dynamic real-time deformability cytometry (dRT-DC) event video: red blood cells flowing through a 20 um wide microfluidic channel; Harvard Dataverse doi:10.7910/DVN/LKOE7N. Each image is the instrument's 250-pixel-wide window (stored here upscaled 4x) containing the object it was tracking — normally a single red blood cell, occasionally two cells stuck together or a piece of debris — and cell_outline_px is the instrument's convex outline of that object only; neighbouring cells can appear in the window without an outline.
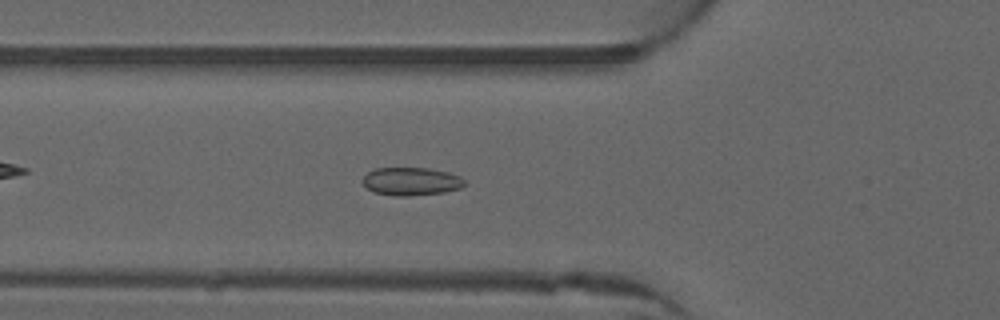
{"species": "common noctule bat (a hibernating species)", "species_latin": "Nyctalus noctula", "temperature_condition": "warm", "stored_images_in_passage": 5, "camera_frame_rate_fps": 3000, "um_per_image_px": 0.085, "animal": {"sex": "male", "forearm_length_mm": 52.5}, "frame": {"image": 1, "passage_image": 4, "time_ms": 1.0, "image_size_px": [1000, 320], "cell_outline_px": [[468, 184], [460, 188], [444, 192], [408, 196], [396, 196], [372, 192], [360, 180], [368, 172], [376, 168], [428, 168], [448, 172], [460, 176]], "centroid_in_image_um": [34.95, 15.42], "position_along_channel_um": 90.8, "area_um2": 16.76}}